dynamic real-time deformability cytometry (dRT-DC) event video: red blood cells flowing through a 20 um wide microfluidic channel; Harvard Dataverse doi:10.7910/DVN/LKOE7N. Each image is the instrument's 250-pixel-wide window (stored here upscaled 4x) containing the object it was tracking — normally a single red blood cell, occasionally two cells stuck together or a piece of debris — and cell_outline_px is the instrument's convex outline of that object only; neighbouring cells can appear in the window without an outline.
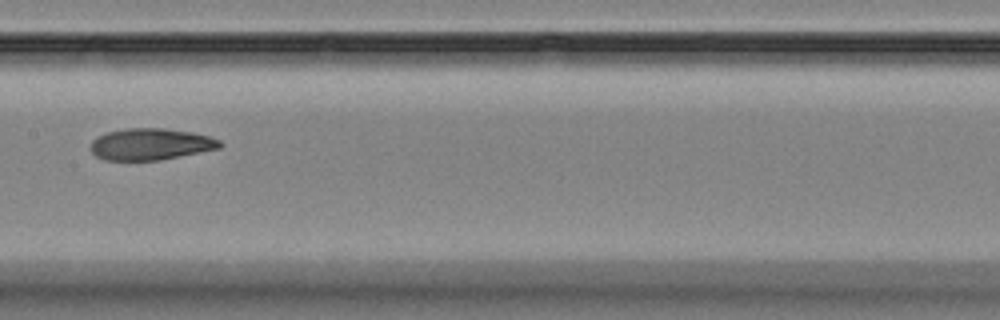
{"species": "Egyptian fruit bat (a non-hibernating species)", "species_latin": "Rousettus aegyptiacus", "temperature_condition": "room temperature", "stored_images_in_passage": 16, "camera_frame_rate_fps": 3000, "um_per_image_px": 0.085, "animal": {"sex": "female"}, "frame": {"image": 1, "passage_image": 8, "time_ms": 9.0, "image_size_px": [1000, 320], "cell_outline_px": [[220, 148], [160, 160], [104, 160], [96, 156], [92, 152], [92, 140], [96, 136], [104, 132], [128, 128], [164, 128], [192, 132], [208, 136], [220, 140]], "centroid_in_image_um": [12.77, 12.25], "position_along_channel_um": 194.6, "area_um2": 23.76}}
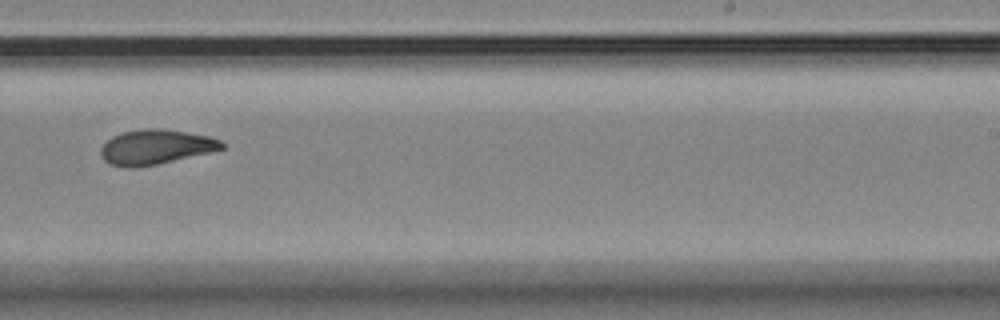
{"frame": {"image": 2, "passage_image": 10, "time_ms": 11.333, "image_size_px": [1000, 320], "cell_outline_px": [[224, 148], [208, 152], [156, 164], [132, 168], [128, 168], [108, 164], [100, 156], [100, 148], [112, 136], [124, 132], [144, 128], [164, 128], [208, 136], [220, 140], [224, 144]], "centroid_in_image_um": [13.18, 12.49], "position_along_channel_um": 275.8, "area_um2": 24.33}}
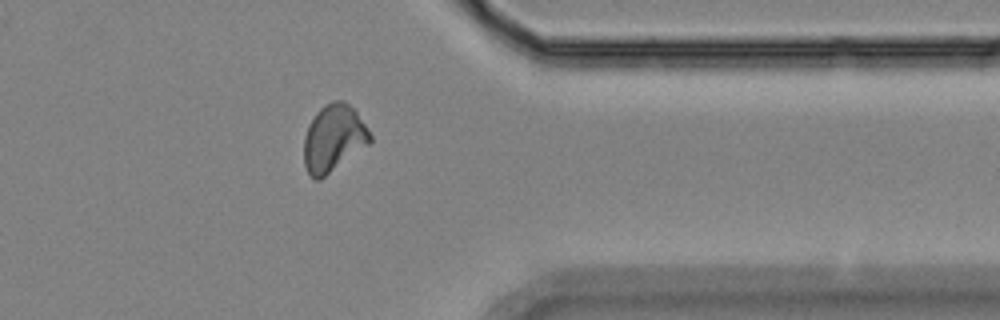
{"frame": {"image": 3, "passage_image": 13, "time_ms": 14.667, "image_size_px": [1000, 320], "cell_outline_px": [[372, 140], [368, 144], [320, 180], [316, 180], [308, 172], [304, 164], [304, 136], [308, 124], [316, 112], [324, 104], [332, 100], [344, 100], [356, 112], [368, 128], [372, 136]], "centroid_in_image_um": [28.33, 11.73], "position_along_channel_um": 383.1, "area_um2": 25.72}, "authors_computed_cell_mechanics": {"area_um2": 24.3916, "velocity_mm_per_s": 3.4968, "shape_relaxation_time_tau1_ms": 9.1091, "shape_relaxation_time_tau2_ms": 3.3792, "deformation_change_tau1": 0.1957, "deformation_change_tau2": 0.0978}}